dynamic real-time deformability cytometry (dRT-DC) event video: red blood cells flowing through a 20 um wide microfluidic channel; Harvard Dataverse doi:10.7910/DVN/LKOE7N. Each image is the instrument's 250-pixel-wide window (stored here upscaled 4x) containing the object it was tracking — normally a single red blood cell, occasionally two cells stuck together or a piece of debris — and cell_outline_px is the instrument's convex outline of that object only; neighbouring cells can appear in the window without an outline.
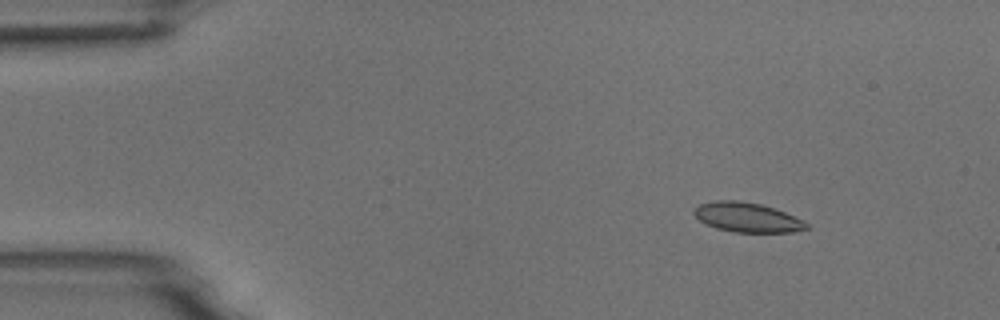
{"species": "common noctule bat (a hibernating species)", "species_latin": "Nyctalus noctula", "temperature_condition": "room temperature", "stored_images_in_passage": 6, "camera_frame_rate_fps": 3000, "um_per_image_px": 0.085, "animal": {"sex": "male", "body_mass_g": 18.8}, "frame": {"image": 1, "passage_image": 2, "time_ms": 0.333, "image_size_px": [1000, 320], "cell_outline_px": [[812, 228], [792, 232], [732, 232], [716, 228], [700, 220], [692, 212], [700, 204], [716, 200], [736, 200], [760, 204], [784, 212], [804, 220]], "centroid_in_image_um": [63.55, 18.48], "position_along_channel_um": 21.5, "area_um2": 19.25}}
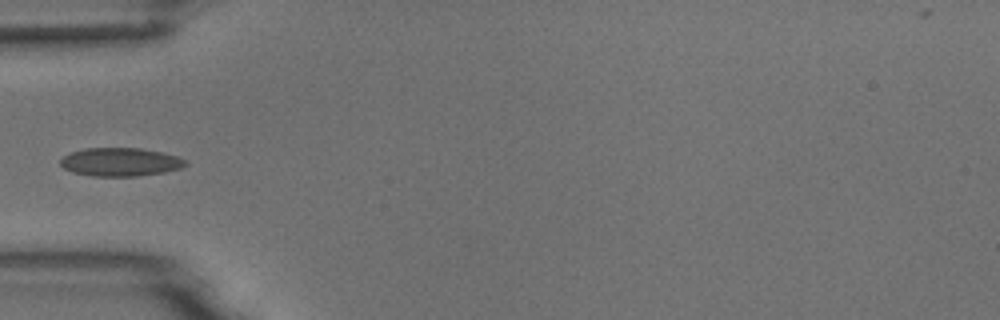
{"frame": {"image": 2, "passage_image": 5, "time_ms": 1.333, "image_size_px": [1000, 320], "cell_outline_px": [[188, 164], [180, 168], [164, 172], [136, 176], [92, 176], [72, 172], [64, 168], [60, 164], [60, 160], [64, 156], [72, 152], [84, 148], [140, 148], [160, 152], [176, 156], [184, 160]], "centroid_in_image_um": [10.2, 13.77], "position_along_channel_um": 74.8, "area_um2": 20.52}}